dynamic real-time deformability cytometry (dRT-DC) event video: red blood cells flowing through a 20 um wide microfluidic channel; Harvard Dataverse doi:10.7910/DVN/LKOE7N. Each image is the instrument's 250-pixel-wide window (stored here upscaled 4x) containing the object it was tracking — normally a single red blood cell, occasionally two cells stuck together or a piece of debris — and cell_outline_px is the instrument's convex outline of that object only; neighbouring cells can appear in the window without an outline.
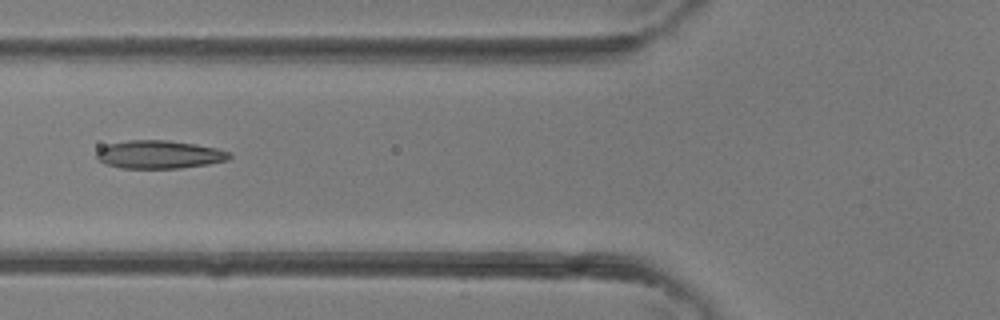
{"species": "common noctule bat (a hibernating species)", "species_latin": "Nyctalus noctula", "temperature_condition": "room temperature", "stored_images_in_passage": 5, "camera_frame_rate_fps": 3000, "um_per_image_px": 0.085, "animal": {"sex": "female"}, "frame": {"image": 1, "passage_image": 5, "time_ms": 1.333, "image_size_px": [1000, 320], "cell_outline_px": [[232, 156], [228, 160], [208, 164], [180, 168], [120, 168], [104, 164], [96, 156], [96, 152], [100, 148], [108, 144], [128, 140], [164, 140], [196, 144], [216, 148], [228, 152]], "centroid_in_image_um": [13.52, 13.13], "position_along_channel_um": 112.3, "area_um2": 21.73}}